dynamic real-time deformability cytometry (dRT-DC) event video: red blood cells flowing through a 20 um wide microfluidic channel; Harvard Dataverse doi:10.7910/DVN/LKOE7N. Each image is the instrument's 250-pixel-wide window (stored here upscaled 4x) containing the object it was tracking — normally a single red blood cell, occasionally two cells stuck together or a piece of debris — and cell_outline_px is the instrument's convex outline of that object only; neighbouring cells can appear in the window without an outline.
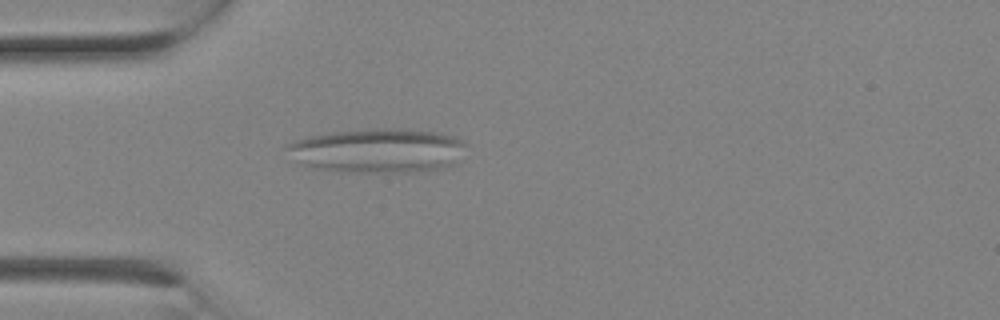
{"species": "Egyptian fruit bat (a non-hibernating species)", "species_latin": "Rousettus aegyptiacus", "temperature_condition": "room temperature", "stored_images_in_passage": 2, "camera_frame_rate_fps": 3000, "um_per_image_px": 0.085, "animal": {"sex": "female"}, "frame": {"image": 1, "passage_image": 2, "time_ms": 0.333, "image_size_px": [1000, 320], "cell_outline_px": [[468, 144], [456, 164], [440, 168], [408, 172], [340, 172], [316, 168], [300, 164], [284, 148], [288, 144], [296, 140], [312, 136], [332, 132], [376, 128], [400, 128], [440, 132], [456, 136], [464, 140]], "centroid_in_image_um": [32.17, 12.79], "position_along_channel_um": 52.8, "area_um2": 46.64}}